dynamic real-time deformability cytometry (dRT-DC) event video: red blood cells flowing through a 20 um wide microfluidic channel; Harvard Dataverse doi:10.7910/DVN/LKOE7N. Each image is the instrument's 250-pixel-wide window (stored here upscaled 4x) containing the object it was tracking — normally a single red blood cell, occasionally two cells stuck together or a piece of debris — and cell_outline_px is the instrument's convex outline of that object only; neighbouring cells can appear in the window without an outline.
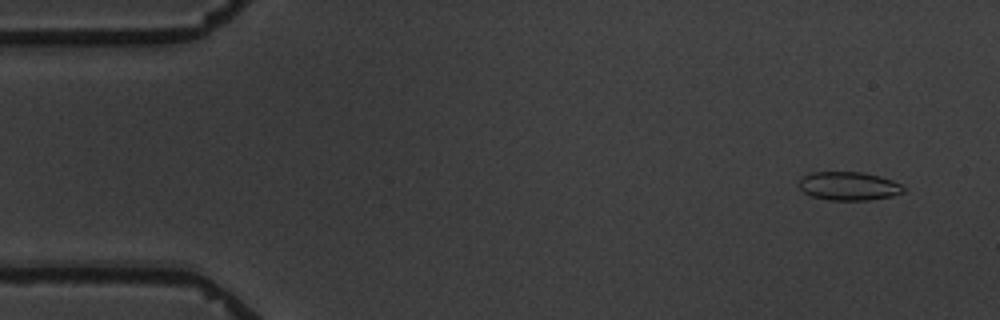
{"species": "common noctule bat (a hibernating species)", "species_latin": "Nyctalus noctula", "temperature_condition": "warm", "stored_images_in_passage": 4, "camera_frame_rate_fps": 3000, "um_per_image_px": 0.085, "animal": {"sex": "male", "body_mass_g": 19.5, "forearm_length_mm": 54.6}, "frame": {"image": 1, "passage_image": 1, "time_ms": 0.0, "image_size_px": [1000, 320], "cell_outline_px": [[904, 192], [892, 196], [868, 200], [828, 200], [812, 196], [804, 192], [800, 188], [800, 180], [804, 176], [812, 172], [864, 172], [880, 176], [892, 180], [900, 184], [904, 188]], "centroid_in_image_um": [72.16, 15.81], "position_along_channel_um": 12.8, "area_um2": 17.28}}
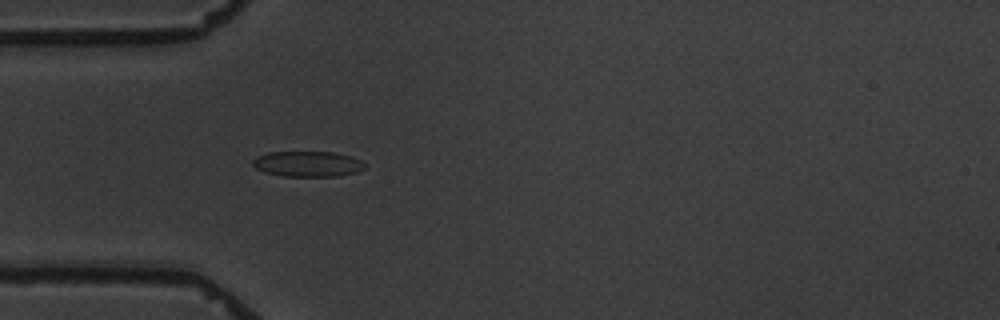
{"frame": {"image": 2, "passage_image": 4, "time_ms": 4.333, "image_size_px": [1000, 320], "cell_outline_px": [[364, 168], [356, 172], [340, 176], [284, 176], [264, 172], [256, 168], [252, 164], [252, 160], [256, 156], [268, 152], [332, 152], [348, 156], [360, 160], [364, 164]], "centroid_in_image_um": [26.1, 13.93], "position_along_channel_um": 58.9, "area_um2": 16.53}}